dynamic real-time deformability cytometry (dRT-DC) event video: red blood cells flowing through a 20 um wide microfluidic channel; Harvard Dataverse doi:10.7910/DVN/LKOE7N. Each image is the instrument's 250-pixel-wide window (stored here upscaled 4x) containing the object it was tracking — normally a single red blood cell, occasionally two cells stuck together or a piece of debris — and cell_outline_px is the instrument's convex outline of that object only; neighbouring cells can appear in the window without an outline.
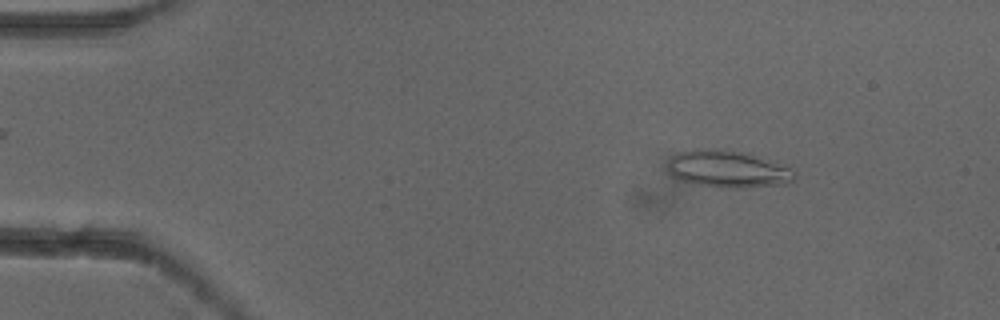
{"species": "common noctule bat (a hibernating species)", "species_latin": "Nyctalus noctula", "temperature_condition": "cold", "stored_images_in_passage": 5, "camera_frame_rate_fps": 3000, "um_per_image_px": 0.085, "animal": {"sex": "female"}, "frame": {"image": 1, "passage_image": 2, "time_ms": 0.333, "image_size_px": [1000, 320], "cell_outline_px": [[796, 176], [792, 180], [784, 184], [744, 188], [732, 188], [700, 184], [680, 180], [672, 176], [668, 172], [668, 160], [676, 152], [696, 148], [708, 148], [748, 152], [788, 168], [796, 172]], "centroid_in_image_um": [61.81, 14.35], "position_along_channel_um": 23.2, "area_um2": 27.4}}